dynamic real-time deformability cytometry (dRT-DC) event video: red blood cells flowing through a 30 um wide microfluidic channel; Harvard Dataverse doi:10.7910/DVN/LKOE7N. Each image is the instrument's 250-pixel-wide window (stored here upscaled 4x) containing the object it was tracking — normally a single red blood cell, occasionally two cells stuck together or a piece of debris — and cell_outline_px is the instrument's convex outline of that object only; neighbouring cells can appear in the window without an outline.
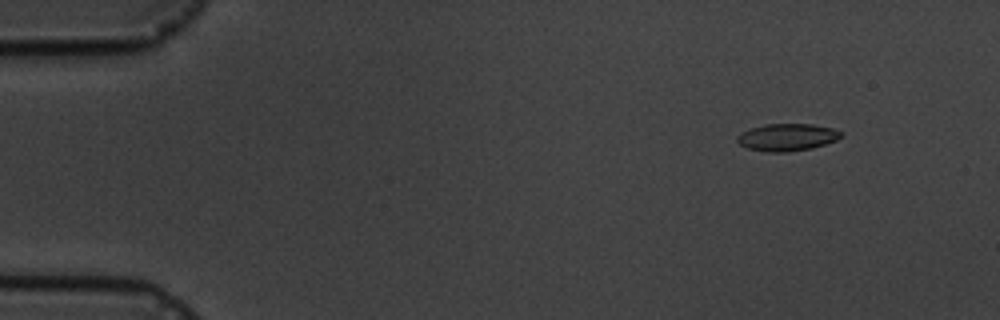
{"species": "common noctule bat (a hibernating species)", "species_latin": "Nyctalus noctula", "temperature_condition": "cold", "stored_images_in_passage": 5, "camera_frame_rate_fps": 3000, "um_per_image_px": 0.085, "animal": {"sex": "male", "body_mass_g": 19.5, "forearm_length_mm": 54.6}, "frame": {"image": 1, "passage_image": 2, "time_ms": 1.333, "image_size_px": [1000, 320], "cell_outline_px": [[844, 132], [836, 140], [812, 148], [788, 152], [768, 152], [748, 148], [740, 144], [736, 140], [736, 136], [740, 132], [764, 124], [812, 124], [832, 128]], "centroid_in_image_um": [66.89, 11.66], "position_along_channel_um": 18.1, "area_um2": 16.47}}
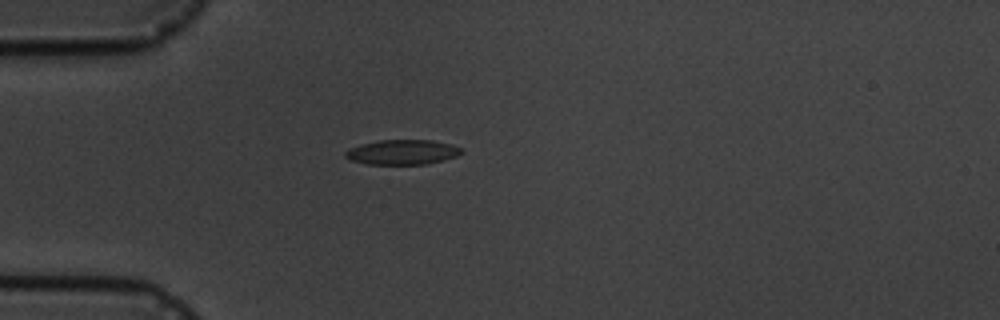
{"frame": {"image": 2, "passage_image": 5, "time_ms": 4.667, "image_size_px": [1000, 320], "cell_outline_px": [[464, 152], [456, 156], [444, 160], [428, 164], [368, 164], [348, 160], [344, 156], [344, 152], [352, 148], [364, 144], [380, 140], [432, 140], [452, 144], [460, 148]], "centroid_in_image_um": [34.23, 12.94], "position_along_channel_um": 50.8, "area_um2": 16.76}}